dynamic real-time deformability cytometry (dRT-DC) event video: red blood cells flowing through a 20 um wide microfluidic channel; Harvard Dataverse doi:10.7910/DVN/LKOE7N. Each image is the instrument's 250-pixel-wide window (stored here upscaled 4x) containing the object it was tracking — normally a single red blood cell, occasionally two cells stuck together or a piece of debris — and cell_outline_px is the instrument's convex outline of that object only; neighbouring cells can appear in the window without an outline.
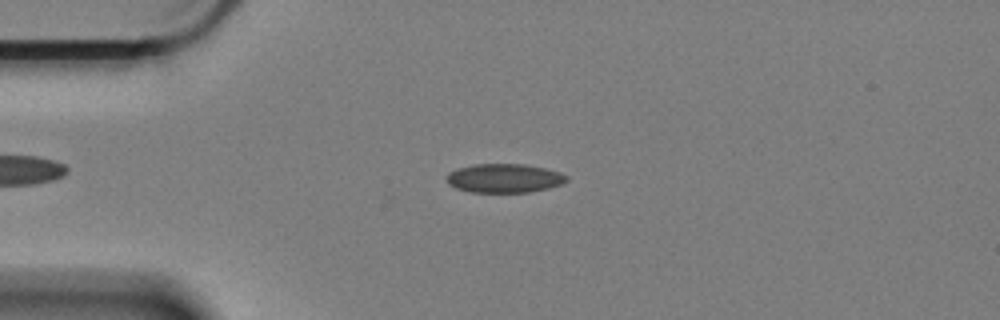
{"species": "Egyptian fruit bat (a non-hibernating species)", "species_latin": "Rousettus aegyptiacus", "temperature_condition": "cold", "stored_images_in_passage": 56, "camera_frame_rate_fps": 3000, "um_per_image_px": 0.085, "animal": {"sex": "female"}, "frame": {"image": 1, "passage_image": 15, "time_ms": 4.667, "image_size_px": [1000, 320], "cell_outline_px": [[568, 180], [564, 184], [548, 188], [528, 192], [472, 192], [456, 188], [448, 184], [444, 176], [448, 172], [456, 168], [472, 164], [528, 164], [548, 168], [560, 172], [568, 176]], "centroid_in_image_um": [42.86, 15.13], "position_along_channel_um": 42.1, "area_um2": 20.63}}
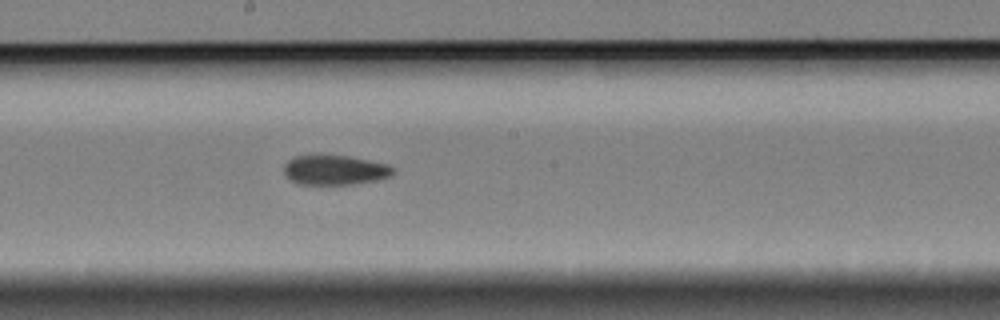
{"frame": {"image": 2, "passage_image": 33, "time_ms": 10.667, "image_size_px": [1000, 320], "cell_outline_px": [[396, 172], [392, 176], [380, 180], [352, 184], [300, 184], [292, 180], [284, 172], [284, 164], [292, 156], [308, 152], [320, 152], [348, 156], [388, 164], [396, 168]], "centroid_in_image_um": [28.46, 14.39], "position_along_channel_um": 219.7, "area_um2": 19.88}}
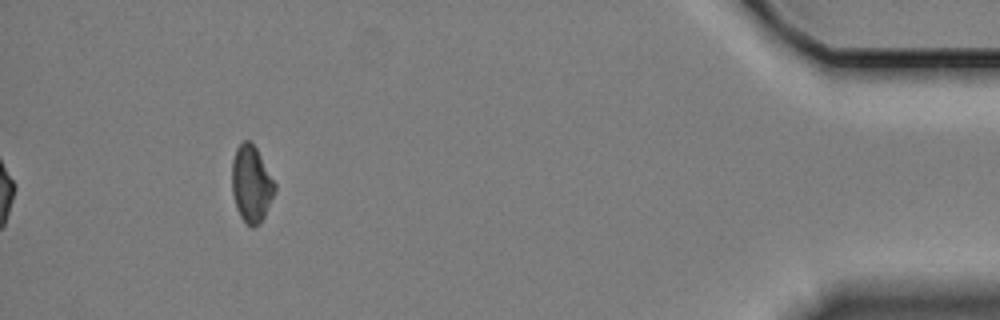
{"frame": {"image": 3, "passage_image": 56, "time_ms": 18.333, "image_size_px": [1000, 320], "cell_outline_px": [[276, 188], [264, 216], [260, 224], [252, 228], [240, 216], [232, 192], [232, 160], [236, 148], [244, 140], [248, 140], [256, 148], [276, 184]], "centroid_in_image_um": [21.36, 15.63], "position_along_channel_um": 413.8, "area_um2": 18.84}, "authors_computed_cell_mechanics": {"area_um2": 19.9121, "velocity_mm_per_s": 3.335, "shape_relaxation_time_tau1_ms": 7.8873, "shape_relaxation_time_tau2_ms": 5.2823, "deformation_change_tau1": 0.0873, "deformation_change_tau2": 0.0837}}